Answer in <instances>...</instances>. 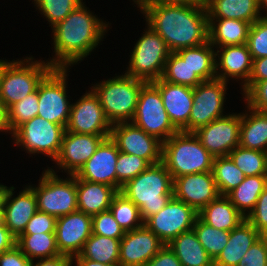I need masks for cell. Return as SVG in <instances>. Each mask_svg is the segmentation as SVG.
Masks as SVG:
<instances>
[{"label": "cell", "mask_w": 267, "mask_h": 266, "mask_svg": "<svg viewBox=\"0 0 267 266\" xmlns=\"http://www.w3.org/2000/svg\"><path fill=\"white\" fill-rule=\"evenodd\" d=\"M149 25L170 52L208 42V17L204 4H137Z\"/></svg>", "instance_id": "1"}, {"label": "cell", "mask_w": 267, "mask_h": 266, "mask_svg": "<svg viewBox=\"0 0 267 266\" xmlns=\"http://www.w3.org/2000/svg\"><path fill=\"white\" fill-rule=\"evenodd\" d=\"M80 4L64 20L52 27L55 57L49 60L53 68H68L82 61L103 41L108 23Z\"/></svg>", "instance_id": "2"}, {"label": "cell", "mask_w": 267, "mask_h": 266, "mask_svg": "<svg viewBox=\"0 0 267 266\" xmlns=\"http://www.w3.org/2000/svg\"><path fill=\"white\" fill-rule=\"evenodd\" d=\"M140 210L145 221L158 213L173 197V179L165 165H150L135 178L127 181L120 190Z\"/></svg>", "instance_id": "3"}, {"label": "cell", "mask_w": 267, "mask_h": 266, "mask_svg": "<svg viewBox=\"0 0 267 266\" xmlns=\"http://www.w3.org/2000/svg\"><path fill=\"white\" fill-rule=\"evenodd\" d=\"M214 158L193 132L178 131L162 143V163L172 179L212 171Z\"/></svg>", "instance_id": "4"}, {"label": "cell", "mask_w": 267, "mask_h": 266, "mask_svg": "<svg viewBox=\"0 0 267 266\" xmlns=\"http://www.w3.org/2000/svg\"><path fill=\"white\" fill-rule=\"evenodd\" d=\"M33 59L30 56L9 62L0 59V100L6 110L34 92L39 82L53 68L48 60Z\"/></svg>", "instance_id": "5"}, {"label": "cell", "mask_w": 267, "mask_h": 266, "mask_svg": "<svg viewBox=\"0 0 267 266\" xmlns=\"http://www.w3.org/2000/svg\"><path fill=\"white\" fill-rule=\"evenodd\" d=\"M145 83L124 73L96 83L91 89L99 97L104 114L113 125L132 121L140 90Z\"/></svg>", "instance_id": "6"}, {"label": "cell", "mask_w": 267, "mask_h": 266, "mask_svg": "<svg viewBox=\"0 0 267 266\" xmlns=\"http://www.w3.org/2000/svg\"><path fill=\"white\" fill-rule=\"evenodd\" d=\"M49 168L42 173L37 187L29 185L37 198V211L56 218L77 211L76 177L62 179Z\"/></svg>", "instance_id": "7"}, {"label": "cell", "mask_w": 267, "mask_h": 266, "mask_svg": "<svg viewBox=\"0 0 267 266\" xmlns=\"http://www.w3.org/2000/svg\"><path fill=\"white\" fill-rule=\"evenodd\" d=\"M136 42L125 74L152 82L161 78L170 51L163 40L149 25Z\"/></svg>", "instance_id": "8"}, {"label": "cell", "mask_w": 267, "mask_h": 266, "mask_svg": "<svg viewBox=\"0 0 267 266\" xmlns=\"http://www.w3.org/2000/svg\"><path fill=\"white\" fill-rule=\"evenodd\" d=\"M66 128L35 116L19 125L11 134L15 145L31 154H45L54 161L61 150L62 139Z\"/></svg>", "instance_id": "9"}, {"label": "cell", "mask_w": 267, "mask_h": 266, "mask_svg": "<svg viewBox=\"0 0 267 266\" xmlns=\"http://www.w3.org/2000/svg\"><path fill=\"white\" fill-rule=\"evenodd\" d=\"M67 70L69 68H52L39 82L37 116L66 128L71 104L67 98Z\"/></svg>", "instance_id": "10"}, {"label": "cell", "mask_w": 267, "mask_h": 266, "mask_svg": "<svg viewBox=\"0 0 267 266\" xmlns=\"http://www.w3.org/2000/svg\"><path fill=\"white\" fill-rule=\"evenodd\" d=\"M131 122L162 142L178 132L164 108L159 89L152 82L142 86Z\"/></svg>", "instance_id": "11"}, {"label": "cell", "mask_w": 267, "mask_h": 266, "mask_svg": "<svg viewBox=\"0 0 267 266\" xmlns=\"http://www.w3.org/2000/svg\"><path fill=\"white\" fill-rule=\"evenodd\" d=\"M228 82L220 79L203 81L193 88V106L189 116V132L224 117V102Z\"/></svg>", "instance_id": "12"}, {"label": "cell", "mask_w": 267, "mask_h": 266, "mask_svg": "<svg viewBox=\"0 0 267 266\" xmlns=\"http://www.w3.org/2000/svg\"><path fill=\"white\" fill-rule=\"evenodd\" d=\"M197 217L192 207L173 196L164 208L148 217L144 225L167 245L181 233L192 230Z\"/></svg>", "instance_id": "13"}, {"label": "cell", "mask_w": 267, "mask_h": 266, "mask_svg": "<svg viewBox=\"0 0 267 266\" xmlns=\"http://www.w3.org/2000/svg\"><path fill=\"white\" fill-rule=\"evenodd\" d=\"M241 113L227 114L193 133L213 157L228 156L240 142Z\"/></svg>", "instance_id": "14"}, {"label": "cell", "mask_w": 267, "mask_h": 266, "mask_svg": "<svg viewBox=\"0 0 267 266\" xmlns=\"http://www.w3.org/2000/svg\"><path fill=\"white\" fill-rule=\"evenodd\" d=\"M112 124L106 118L99 97L91 89L71 104L66 131L92 135H111Z\"/></svg>", "instance_id": "15"}, {"label": "cell", "mask_w": 267, "mask_h": 266, "mask_svg": "<svg viewBox=\"0 0 267 266\" xmlns=\"http://www.w3.org/2000/svg\"><path fill=\"white\" fill-rule=\"evenodd\" d=\"M110 137L121 152L146 159L151 165L162 161L163 142L132 122L113 124Z\"/></svg>", "instance_id": "16"}, {"label": "cell", "mask_w": 267, "mask_h": 266, "mask_svg": "<svg viewBox=\"0 0 267 266\" xmlns=\"http://www.w3.org/2000/svg\"><path fill=\"white\" fill-rule=\"evenodd\" d=\"M173 196L199 213L220 194L212 171L186 174L173 180Z\"/></svg>", "instance_id": "17"}, {"label": "cell", "mask_w": 267, "mask_h": 266, "mask_svg": "<svg viewBox=\"0 0 267 266\" xmlns=\"http://www.w3.org/2000/svg\"><path fill=\"white\" fill-rule=\"evenodd\" d=\"M109 136L65 131L60 153L54 161L68 175H75Z\"/></svg>", "instance_id": "18"}, {"label": "cell", "mask_w": 267, "mask_h": 266, "mask_svg": "<svg viewBox=\"0 0 267 266\" xmlns=\"http://www.w3.org/2000/svg\"><path fill=\"white\" fill-rule=\"evenodd\" d=\"M92 234V216L82 211L77 210L57 218L55 238L60 254L71 258L78 255Z\"/></svg>", "instance_id": "19"}, {"label": "cell", "mask_w": 267, "mask_h": 266, "mask_svg": "<svg viewBox=\"0 0 267 266\" xmlns=\"http://www.w3.org/2000/svg\"><path fill=\"white\" fill-rule=\"evenodd\" d=\"M164 245L159 237L145 225L125 232L120 240L119 264L121 266H144Z\"/></svg>", "instance_id": "20"}, {"label": "cell", "mask_w": 267, "mask_h": 266, "mask_svg": "<svg viewBox=\"0 0 267 266\" xmlns=\"http://www.w3.org/2000/svg\"><path fill=\"white\" fill-rule=\"evenodd\" d=\"M119 149L109 136L105 138L96 152L74 175L78 179L110 185L117 190L116 163Z\"/></svg>", "instance_id": "21"}, {"label": "cell", "mask_w": 267, "mask_h": 266, "mask_svg": "<svg viewBox=\"0 0 267 266\" xmlns=\"http://www.w3.org/2000/svg\"><path fill=\"white\" fill-rule=\"evenodd\" d=\"M152 83L159 89L169 119L178 131L189 132V116L193 106V88L166 82L161 78Z\"/></svg>", "instance_id": "22"}, {"label": "cell", "mask_w": 267, "mask_h": 266, "mask_svg": "<svg viewBox=\"0 0 267 266\" xmlns=\"http://www.w3.org/2000/svg\"><path fill=\"white\" fill-rule=\"evenodd\" d=\"M215 48L216 78L225 82L229 81V77L238 81L240 79L243 88L250 79L253 67V58L247 44Z\"/></svg>", "instance_id": "23"}, {"label": "cell", "mask_w": 267, "mask_h": 266, "mask_svg": "<svg viewBox=\"0 0 267 266\" xmlns=\"http://www.w3.org/2000/svg\"><path fill=\"white\" fill-rule=\"evenodd\" d=\"M14 187H7L4 201L3 221L10 233L17 239L37 212V198L33 189L25 186L17 197H12L15 192Z\"/></svg>", "instance_id": "24"}, {"label": "cell", "mask_w": 267, "mask_h": 266, "mask_svg": "<svg viewBox=\"0 0 267 266\" xmlns=\"http://www.w3.org/2000/svg\"><path fill=\"white\" fill-rule=\"evenodd\" d=\"M260 238V233L244 219L230 231L229 239L213 263L217 266H237L244 254Z\"/></svg>", "instance_id": "25"}, {"label": "cell", "mask_w": 267, "mask_h": 266, "mask_svg": "<svg viewBox=\"0 0 267 266\" xmlns=\"http://www.w3.org/2000/svg\"><path fill=\"white\" fill-rule=\"evenodd\" d=\"M78 210L94 216L109 210L114 195V187L76 178Z\"/></svg>", "instance_id": "26"}, {"label": "cell", "mask_w": 267, "mask_h": 266, "mask_svg": "<svg viewBox=\"0 0 267 266\" xmlns=\"http://www.w3.org/2000/svg\"><path fill=\"white\" fill-rule=\"evenodd\" d=\"M208 18L237 19L251 25L262 18L259 0H204Z\"/></svg>", "instance_id": "27"}, {"label": "cell", "mask_w": 267, "mask_h": 266, "mask_svg": "<svg viewBox=\"0 0 267 266\" xmlns=\"http://www.w3.org/2000/svg\"><path fill=\"white\" fill-rule=\"evenodd\" d=\"M250 26L237 19L208 18V41L214 47L246 44Z\"/></svg>", "instance_id": "28"}, {"label": "cell", "mask_w": 267, "mask_h": 266, "mask_svg": "<svg viewBox=\"0 0 267 266\" xmlns=\"http://www.w3.org/2000/svg\"><path fill=\"white\" fill-rule=\"evenodd\" d=\"M246 107L249 111L241 114L239 145L267 152V112Z\"/></svg>", "instance_id": "29"}, {"label": "cell", "mask_w": 267, "mask_h": 266, "mask_svg": "<svg viewBox=\"0 0 267 266\" xmlns=\"http://www.w3.org/2000/svg\"><path fill=\"white\" fill-rule=\"evenodd\" d=\"M198 217L209 226L224 231H231L245 219L226 196L211 201L198 213Z\"/></svg>", "instance_id": "30"}, {"label": "cell", "mask_w": 267, "mask_h": 266, "mask_svg": "<svg viewBox=\"0 0 267 266\" xmlns=\"http://www.w3.org/2000/svg\"><path fill=\"white\" fill-rule=\"evenodd\" d=\"M167 246L175 253L181 266H210L213 260L198 241L194 230L181 233Z\"/></svg>", "instance_id": "31"}, {"label": "cell", "mask_w": 267, "mask_h": 266, "mask_svg": "<svg viewBox=\"0 0 267 266\" xmlns=\"http://www.w3.org/2000/svg\"><path fill=\"white\" fill-rule=\"evenodd\" d=\"M214 46L208 41L201 45L183 48L176 53L187 61L192 71H194L203 81L216 78V61Z\"/></svg>", "instance_id": "32"}, {"label": "cell", "mask_w": 267, "mask_h": 266, "mask_svg": "<svg viewBox=\"0 0 267 266\" xmlns=\"http://www.w3.org/2000/svg\"><path fill=\"white\" fill-rule=\"evenodd\" d=\"M266 186L267 175L246 176L235 189L226 195V197L246 218L254 209L260 194Z\"/></svg>", "instance_id": "33"}, {"label": "cell", "mask_w": 267, "mask_h": 266, "mask_svg": "<svg viewBox=\"0 0 267 266\" xmlns=\"http://www.w3.org/2000/svg\"><path fill=\"white\" fill-rule=\"evenodd\" d=\"M120 239L92 234L81 252L72 259H89L103 264L119 263Z\"/></svg>", "instance_id": "34"}, {"label": "cell", "mask_w": 267, "mask_h": 266, "mask_svg": "<svg viewBox=\"0 0 267 266\" xmlns=\"http://www.w3.org/2000/svg\"><path fill=\"white\" fill-rule=\"evenodd\" d=\"M16 245L31 261L60 255L55 233L21 234Z\"/></svg>", "instance_id": "35"}, {"label": "cell", "mask_w": 267, "mask_h": 266, "mask_svg": "<svg viewBox=\"0 0 267 266\" xmlns=\"http://www.w3.org/2000/svg\"><path fill=\"white\" fill-rule=\"evenodd\" d=\"M212 172L220 196H226L246 177L229 156L215 157Z\"/></svg>", "instance_id": "36"}, {"label": "cell", "mask_w": 267, "mask_h": 266, "mask_svg": "<svg viewBox=\"0 0 267 266\" xmlns=\"http://www.w3.org/2000/svg\"><path fill=\"white\" fill-rule=\"evenodd\" d=\"M109 210L125 232L144 225L139 208L120 191L114 195Z\"/></svg>", "instance_id": "37"}, {"label": "cell", "mask_w": 267, "mask_h": 266, "mask_svg": "<svg viewBox=\"0 0 267 266\" xmlns=\"http://www.w3.org/2000/svg\"><path fill=\"white\" fill-rule=\"evenodd\" d=\"M161 79L173 84L195 88L203 80L192 71L191 67L176 52H170L165 63Z\"/></svg>", "instance_id": "38"}, {"label": "cell", "mask_w": 267, "mask_h": 266, "mask_svg": "<svg viewBox=\"0 0 267 266\" xmlns=\"http://www.w3.org/2000/svg\"><path fill=\"white\" fill-rule=\"evenodd\" d=\"M228 156L245 176L267 175V152L235 147Z\"/></svg>", "instance_id": "39"}, {"label": "cell", "mask_w": 267, "mask_h": 266, "mask_svg": "<svg viewBox=\"0 0 267 266\" xmlns=\"http://www.w3.org/2000/svg\"><path fill=\"white\" fill-rule=\"evenodd\" d=\"M193 230L198 241L204 247L209 257L214 261L226 246L230 231L219 230L209 226L199 217L196 218Z\"/></svg>", "instance_id": "40"}, {"label": "cell", "mask_w": 267, "mask_h": 266, "mask_svg": "<svg viewBox=\"0 0 267 266\" xmlns=\"http://www.w3.org/2000/svg\"><path fill=\"white\" fill-rule=\"evenodd\" d=\"M38 91L37 89L23 100L13 104L7 110V123L10 134L22 123L37 116Z\"/></svg>", "instance_id": "41"}, {"label": "cell", "mask_w": 267, "mask_h": 266, "mask_svg": "<svg viewBox=\"0 0 267 266\" xmlns=\"http://www.w3.org/2000/svg\"><path fill=\"white\" fill-rule=\"evenodd\" d=\"M82 3L83 0H34V6L42 12L41 14L47 19L51 28L64 20Z\"/></svg>", "instance_id": "42"}, {"label": "cell", "mask_w": 267, "mask_h": 266, "mask_svg": "<svg viewBox=\"0 0 267 266\" xmlns=\"http://www.w3.org/2000/svg\"><path fill=\"white\" fill-rule=\"evenodd\" d=\"M151 164L141 157L119 151L116 163L117 191L129 180L145 171Z\"/></svg>", "instance_id": "43"}, {"label": "cell", "mask_w": 267, "mask_h": 266, "mask_svg": "<svg viewBox=\"0 0 267 266\" xmlns=\"http://www.w3.org/2000/svg\"><path fill=\"white\" fill-rule=\"evenodd\" d=\"M246 44L253 59L267 56V18L262 17L250 26Z\"/></svg>", "instance_id": "44"}, {"label": "cell", "mask_w": 267, "mask_h": 266, "mask_svg": "<svg viewBox=\"0 0 267 266\" xmlns=\"http://www.w3.org/2000/svg\"><path fill=\"white\" fill-rule=\"evenodd\" d=\"M93 234L122 239L125 231L119 226L110 210L92 216Z\"/></svg>", "instance_id": "45"}, {"label": "cell", "mask_w": 267, "mask_h": 266, "mask_svg": "<svg viewBox=\"0 0 267 266\" xmlns=\"http://www.w3.org/2000/svg\"><path fill=\"white\" fill-rule=\"evenodd\" d=\"M57 218L37 211L27 223L22 234L55 233Z\"/></svg>", "instance_id": "46"}, {"label": "cell", "mask_w": 267, "mask_h": 266, "mask_svg": "<svg viewBox=\"0 0 267 266\" xmlns=\"http://www.w3.org/2000/svg\"><path fill=\"white\" fill-rule=\"evenodd\" d=\"M259 233L267 229V186L260 194L254 209L245 218Z\"/></svg>", "instance_id": "47"}, {"label": "cell", "mask_w": 267, "mask_h": 266, "mask_svg": "<svg viewBox=\"0 0 267 266\" xmlns=\"http://www.w3.org/2000/svg\"><path fill=\"white\" fill-rule=\"evenodd\" d=\"M237 266H267V250L261 238L253 243Z\"/></svg>", "instance_id": "48"}, {"label": "cell", "mask_w": 267, "mask_h": 266, "mask_svg": "<svg viewBox=\"0 0 267 266\" xmlns=\"http://www.w3.org/2000/svg\"><path fill=\"white\" fill-rule=\"evenodd\" d=\"M244 96L248 106L267 112V80L256 83Z\"/></svg>", "instance_id": "49"}, {"label": "cell", "mask_w": 267, "mask_h": 266, "mask_svg": "<svg viewBox=\"0 0 267 266\" xmlns=\"http://www.w3.org/2000/svg\"><path fill=\"white\" fill-rule=\"evenodd\" d=\"M31 260L15 244L0 254V266H30Z\"/></svg>", "instance_id": "50"}, {"label": "cell", "mask_w": 267, "mask_h": 266, "mask_svg": "<svg viewBox=\"0 0 267 266\" xmlns=\"http://www.w3.org/2000/svg\"><path fill=\"white\" fill-rule=\"evenodd\" d=\"M267 80V56L253 59L252 73L248 83L241 88L245 95L256 83Z\"/></svg>", "instance_id": "51"}, {"label": "cell", "mask_w": 267, "mask_h": 266, "mask_svg": "<svg viewBox=\"0 0 267 266\" xmlns=\"http://www.w3.org/2000/svg\"><path fill=\"white\" fill-rule=\"evenodd\" d=\"M144 266H181L175 253L167 246L164 247Z\"/></svg>", "instance_id": "52"}, {"label": "cell", "mask_w": 267, "mask_h": 266, "mask_svg": "<svg viewBox=\"0 0 267 266\" xmlns=\"http://www.w3.org/2000/svg\"><path fill=\"white\" fill-rule=\"evenodd\" d=\"M30 266H72V258L70 256L60 254L50 258L38 259V262L31 261Z\"/></svg>", "instance_id": "53"}, {"label": "cell", "mask_w": 267, "mask_h": 266, "mask_svg": "<svg viewBox=\"0 0 267 266\" xmlns=\"http://www.w3.org/2000/svg\"><path fill=\"white\" fill-rule=\"evenodd\" d=\"M16 244V238L10 233L4 222L0 225V254L11 249Z\"/></svg>", "instance_id": "54"}, {"label": "cell", "mask_w": 267, "mask_h": 266, "mask_svg": "<svg viewBox=\"0 0 267 266\" xmlns=\"http://www.w3.org/2000/svg\"><path fill=\"white\" fill-rule=\"evenodd\" d=\"M135 4L161 3V4H183L195 5L204 4V0H133Z\"/></svg>", "instance_id": "55"}, {"label": "cell", "mask_w": 267, "mask_h": 266, "mask_svg": "<svg viewBox=\"0 0 267 266\" xmlns=\"http://www.w3.org/2000/svg\"><path fill=\"white\" fill-rule=\"evenodd\" d=\"M9 132L8 123H7V110L4 107V104L0 100V132Z\"/></svg>", "instance_id": "56"}, {"label": "cell", "mask_w": 267, "mask_h": 266, "mask_svg": "<svg viewBox=\"0 0 267 266\" xmlns=\"http://www.w3.org/2000/svg\"><path fill=\"white\" fill-rule=\"evenodd\" d=\"M73 261L76 263V266H121L119 263L118 264H103L100 262L92 261L89 259H72V264Z\"/></svg>", "instance_id": "57"}, {"label": "cell", "mask_w": 267, "mask_h": 266, "mask_svg": "<svg viewBox=\"0 0 267 266\" xmlns=\"http://www.w3.org/2000/svg\"><path fill=\"white\" fill-rule=\"evenodd\" d=\"M7 192V186L0 184V225L3 221V209H4V201Z\"/></svg>", "instance_id": "58"}, {"label": "cell", "mask_w": 267, "mask_h": 266, "mask_svg": "<svg viewBox=\"0 0 267 266\" xmlns=\"http://www.w3.org/2000/svg\"><path fill=\"white\" fill-rule=\"evenodd\" d=\"M265 8V9H264ZM259 9L260 11L264 9V11L267 9V0H259ZM267 11V10H266ZM266 16H263V18H267V13L265 14Z\"/></svg>", "instance_id": "59"}, {"label": "cell", "mask_w": 267, "mask_h": 266, "mask_svg": "<svg viewBox=\"0 0 267 266\" xmlns=\"http://www.w3.org/2000/svg\"><path fill=\"white\" fill-rule=\"evenodd\" d=\"M260 238L263 240L267 250V229L260 233Z\"/></svg>", "instance_id": "60"}]
</instances>
